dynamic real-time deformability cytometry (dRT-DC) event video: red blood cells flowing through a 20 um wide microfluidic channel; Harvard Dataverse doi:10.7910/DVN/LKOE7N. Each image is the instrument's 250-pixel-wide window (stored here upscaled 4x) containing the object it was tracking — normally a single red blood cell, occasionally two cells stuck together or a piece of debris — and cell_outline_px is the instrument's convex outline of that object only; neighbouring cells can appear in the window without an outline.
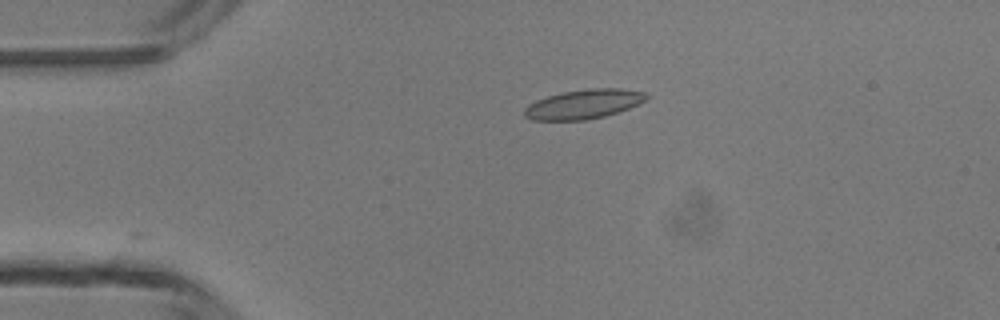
{"species": "common noctule bat (a hibernating species)", "species_latin": "Nyctalus noctula", "temperature_condition": "room temperature", "stored_images_in_passage": 4, "camera_frame_rate_fps": 3000, "um_per_image_px": 0.085, "animal": {"sex": "male", "body_mass_g": 13.3}, "frame": {"image": 1, "passage_image": 3, "time_ms": 2.333, "image_size_px": [1000, 320], "cell_outline_px": [[652, 96], [628, 108], [604, 116], [584, 120], [532, 120], [524, 116], [524, 108], [528, 104], [536, 100], [548, 96], [564, 92], [588, 88], [620, 88], [644, 92]], "centroid_in_image_um": [49.59, 8.84], "position_along_channel_um": 35.4, "area_um2": 20.75}}